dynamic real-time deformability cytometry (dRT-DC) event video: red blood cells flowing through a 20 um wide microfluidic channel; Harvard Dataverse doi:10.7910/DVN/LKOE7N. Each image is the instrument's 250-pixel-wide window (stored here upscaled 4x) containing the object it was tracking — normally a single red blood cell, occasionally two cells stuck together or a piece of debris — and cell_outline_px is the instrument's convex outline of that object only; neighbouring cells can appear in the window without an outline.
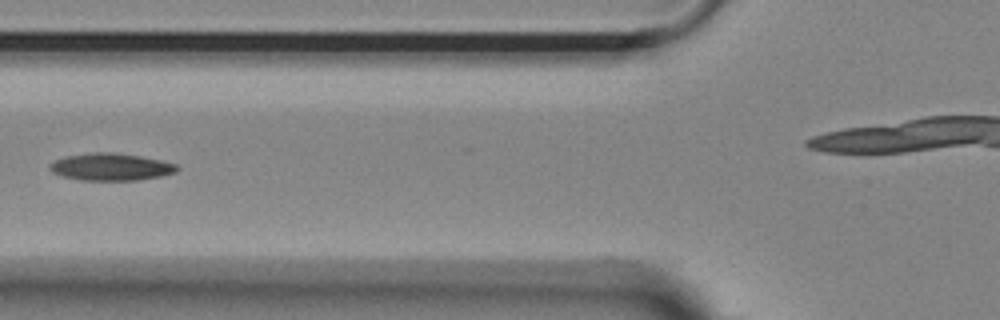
{"species": "Egyptian fruit bat (a non-hibernating species)", "species_latin": "Rousettus aegyptiacus", "temperature_condition": "room temperature", "stored_images_in_passage": 4, "camera_frame_rate_fps": 3000, "um_per_image_px": 0.085, "animal": {"sex": "female"}, "frame": {"image": 1, "passage_image": 2, "time_ms": 0.333, "image_size_px": [1000, 320], "cell_outline_px": [[180, 168], [176, 172], [160, 176], [136, 180], [80, 180], [60, 176], [52, 172], [48, 168], [48, 164], [64, 156], [92, 152], [112, 152], [140, 156], [160, 160], [176, 164]], "centroid_in_image_um": [9.38, 14.18], "position_along_channel_um": 116.4, "area_um2": 20.29}}